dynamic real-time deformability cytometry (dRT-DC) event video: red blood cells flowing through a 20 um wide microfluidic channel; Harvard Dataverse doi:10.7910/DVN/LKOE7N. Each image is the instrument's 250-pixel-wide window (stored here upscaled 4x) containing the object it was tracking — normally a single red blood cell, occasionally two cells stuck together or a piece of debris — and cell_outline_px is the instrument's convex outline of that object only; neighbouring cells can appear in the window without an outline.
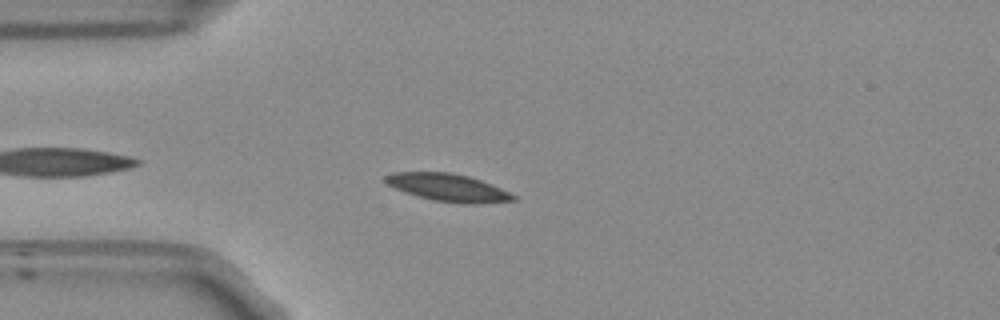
{"species": "Egyptian fruit bat (a non-hibernating species)", "species_latin": "Rousettus aegyptiacus", "temperature_condition": "room temperature", "stored_images_in_passage": 31, "camera_frame_rate_fps": 3000, "um_per_image_px": 0.085, "frame": {"image": 1, "passage_image": 4, "time_ms": 1.0, "image_size_px": [1000, 320], "cell_outline_px": [[516, 200], [476, 204], [464, 204], [432, 200], [416, 196], [404, 192], [388, 184], [384, 180], [384, 176], [392, 172], [452, 172], [468, 176], [480, 180], [500, 188], [516, 196]], "centroid_in_image_um": [38.06, 15.94], "position_along_channel_um": 46.9, "area_um2": 20.52}}
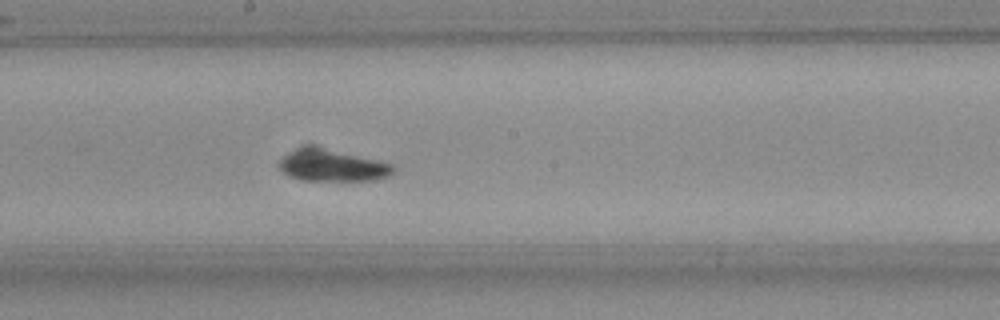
{"frame": {"image": 2, "passage_image": 19, "time_ms": 6.0, "image_size_px": [1000, 320], "cell_outline_px": [[396, 172], [380, 180], [300, 180], [288, 176], [280, 172], [276, 168], [276, 164], [288, 152], [304, 148], [312, 148], [376, 160], [392, 164], [396, 168]], "centroid_in_image_um": [28.21, 14.14], "position_along_channel_um": 220.0, "area_um2": 20.46}}
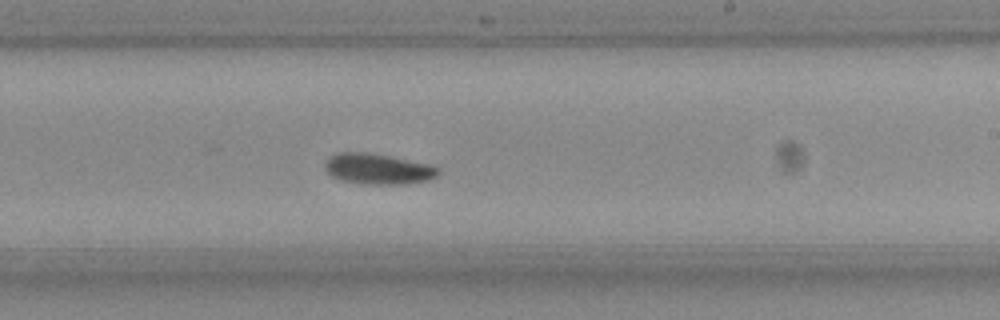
{"frame": {"image": 3, "passage_image": 22, "time_ms": 7.0, "image_size_px": [1000, 320], "cell_outline_px": [[440, 172], [436, 176], [428, 180], [404, 184], [360, 184], [340, 180], [332, 176], [324, 168], [324, 164], [328, 156], [336, 152], [364, 152], [388, 156], [428, 164], [440, 168]], "centroid_in_image_um": [32.07, 14.36], "position_along_channel_um": 256.9, "area_um2": 20.29}}